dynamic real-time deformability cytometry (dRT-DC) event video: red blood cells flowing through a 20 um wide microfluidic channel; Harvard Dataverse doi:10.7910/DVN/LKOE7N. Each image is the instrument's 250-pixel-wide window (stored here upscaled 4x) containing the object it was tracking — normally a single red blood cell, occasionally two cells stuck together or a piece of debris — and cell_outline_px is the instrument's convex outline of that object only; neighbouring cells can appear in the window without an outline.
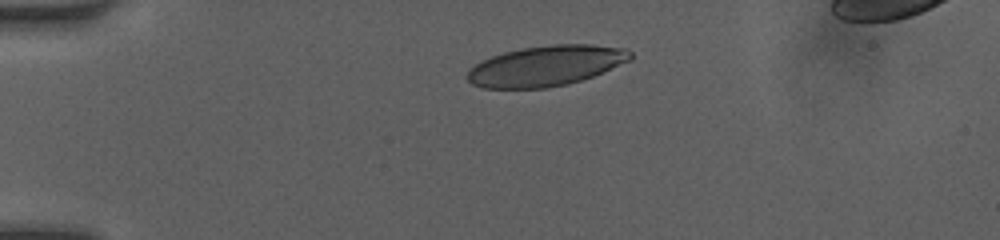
{"species": "human", "species_latin": "Homo sapiens", "temperature_condition": "room temperature", "stored_images_in_passage": 34, "camera_frame_rate_fps": 3000, "um_per_image_px": 0.085, "donor": {"sex": "female"}, "frame": {"image": 1, "passage_image": 1, "time_ms": 0.0, "image_size_px": [1000, 240], "cell_outline_px": [[632, 60], [592, 76], [568, 84], [548, 88], [484, 88], [472, 84], [468, 80], [468, 68], [480, 60], [504, 52], [524, 48], [552, 44], [592, 44], [624, 48], [632, 52]], "centroid_in_image_um": [46.4, 5.59], "position_along_channel_um": 38.6, "area_um2": 38.44}}
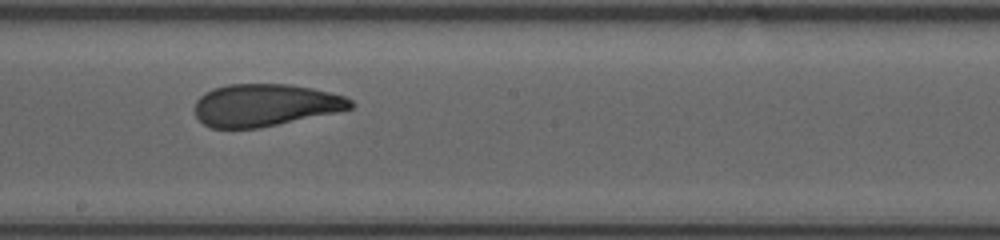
{"frame": {"image": 2, "passage_image": 18, "time_ms": 5.667, "image_size_px": [1000, 240], "cell_outline_px": [[356, 104], [352, 108], [336, 112], [260, 128], [208, 128], [196, 116], [196, 100], [204, 92], [212, 88], [228, 84], [288, 84], [312, 88], [344, 96], [352, 100]], "centroid_in_image_um": [22.52, 8.93], "position_along_channel_um": 225.7, "area_um2": 38.44}}
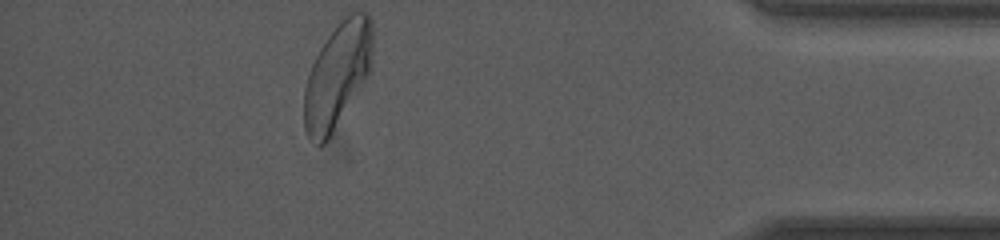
{"frame": {"image": 3, "passage_image": 34, "time_ms": 11.0, "image_size_px": [1000, 240], "cell_outline_px": [[372, 52], [368, 76], [328, 140], [324, 144], [320, 144], [308, 136], [304, 128], [304, 88], [312, 64], [320, 48], [340, 16], [352, 12], [368, 12], [372, 20]], "centroid_in_image_um": [28.68, 6.33], "position_along_channel_um": 406.5, "area_um2": 41.96}, "authors_computed_cell_mechanics": {"area_um2": 39.7953, "velocity_mm_per_s": 4.1461, "shape_relaxation_time_tau1_ms": 6.7494, "shape_relaxation_time_tau2_ms": 1.0553, "deformation_change_tau1": 0.1967, "deformation_change_tau2": 0.0725}}